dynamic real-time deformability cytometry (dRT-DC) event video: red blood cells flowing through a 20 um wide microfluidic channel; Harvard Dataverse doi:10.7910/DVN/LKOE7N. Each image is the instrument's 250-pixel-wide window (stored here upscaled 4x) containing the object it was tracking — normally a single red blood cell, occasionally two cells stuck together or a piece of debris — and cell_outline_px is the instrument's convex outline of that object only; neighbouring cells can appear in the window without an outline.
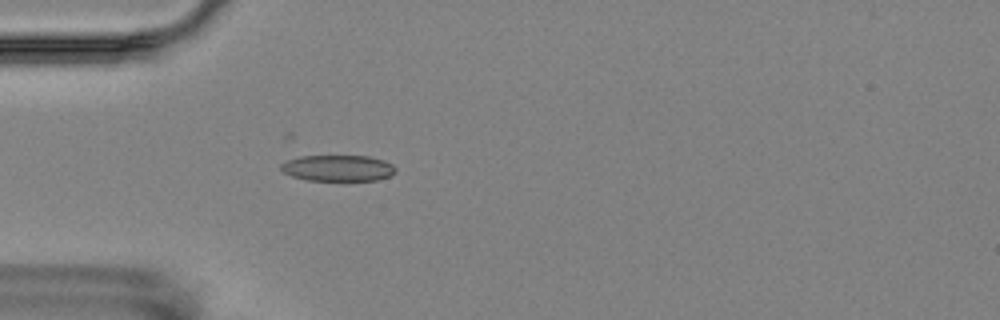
{"species": "Egyptian fruit bat (a non-hibernating species)", "species_latin": "Rousettus aegyptiacus", "temperature_condition": "room temperature", "stored_images_in_passage": 6, "camera_frame_rate_fps": 3000, "um_per_image_px": 0.085, "animal": {"sex": "female"}, "frame": {"image": 1, "passage_image": 6, "time_ms": 5.667, "image_size_px": [1000, 320], "cell_outline_px": [[396, 172], [388, 176], [376, 180], [308, 180], [292, 176], [284, 172], [280, 168], [280, 164], [288, 160], [300, 156], [368, 156], [384, 160], [392, 164], [396, 168]], "centroid_in_image_um": [28.73, 14.28], "position_along_channel_um": 56.3, "area_um2": 17.34}}